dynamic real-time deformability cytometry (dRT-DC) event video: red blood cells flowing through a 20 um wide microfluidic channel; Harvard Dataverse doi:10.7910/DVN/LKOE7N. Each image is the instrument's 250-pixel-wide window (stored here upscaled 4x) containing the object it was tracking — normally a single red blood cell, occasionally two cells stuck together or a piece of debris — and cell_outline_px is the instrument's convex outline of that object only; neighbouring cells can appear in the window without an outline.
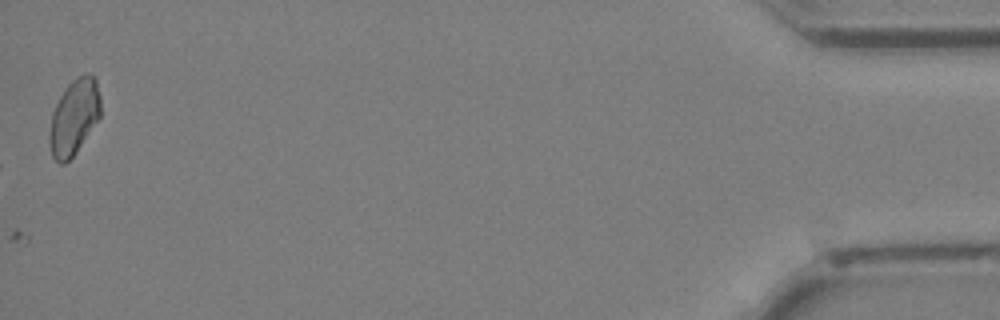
{"species": "Egyptian fruit bat (a non-hibernating species)", "species_latin": "Rousettus aegyptiacus", "temperature_condition": "cold", "stored_images_in_passage": 38, "camera_frame_rate_fps": 3000, "um_per_image_px": 0.085, "animal": {"sex": "female"}, "frame": {"image": 1, "passage_image": 38, "time_ms": 12.333, "image_size_px": [1000, 320], "cell_outline_px": [[100, 116], [76, 152], [64, 164], [60, 164], [52, 156], [48, 140], [48, 136], [52, 112], [60, 96], [68, 84], [72, 80], [84, 72], [88, 72], [96, 80], [100, 96]], "centroid_in_image_um": [6.28, 9.94], "position_along_channel_um": 428.9, "area_um2": 22.43}}